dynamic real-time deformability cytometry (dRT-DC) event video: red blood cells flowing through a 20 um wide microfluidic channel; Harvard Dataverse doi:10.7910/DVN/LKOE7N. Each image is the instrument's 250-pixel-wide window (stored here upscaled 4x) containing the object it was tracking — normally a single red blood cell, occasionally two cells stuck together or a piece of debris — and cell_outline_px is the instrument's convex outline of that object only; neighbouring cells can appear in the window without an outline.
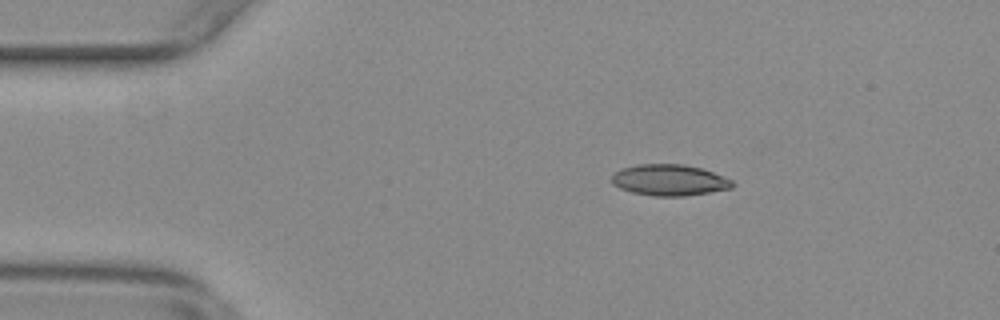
{"species": "common noctule bat (a hibernating species)", "species_latin": "Nyctalus noctula", "temperature_condition": "warm", "stored_images_in_passage": 55, "camera_frame_rate_fps": 3000, "um_per_image_px": 0.085, "animal": {"sex": "female", "body_mass_g": 29.2, "forearm_length_mm": 56.3}, "frame": {"image": 1, "passage_image": 9, "time_ms": 2.667, "image_size_px": [1000, 320], "cell_outline_px": [[732, 188], [684, 196], [652, 196], [632, 192], [620, 188], [612, 184], [612, 176], [616, 172], [624, 168], [636, 164], [684, 164], [700, 168], [712, 172], [732, 180]], "centroid_in_image_um": [56.87, 15.31], "position_along_channel_um": 28.1, "area_um2": 21.68}}
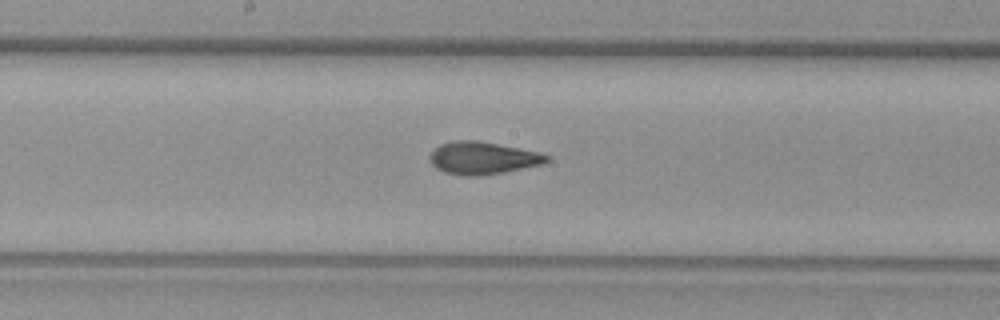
{"frame": {"image": 2, "passage_image": 28, "time_ms": 9.0, "image_size_px": [1000, 320], "cell_outline_px": [[548, 160], [544, 164], [504, 172], [480, 176], [464, 176], [444, 172], [436, 168], [428, 160], [428, 156], [432, 148], [440, 144], [452, 140], [476, 140], [540, 152], [548, 156]], "centroid_in_image_um": [40.97, 13.43], "position_along_channel_um": 207.2, "area_um2": 22.37}}
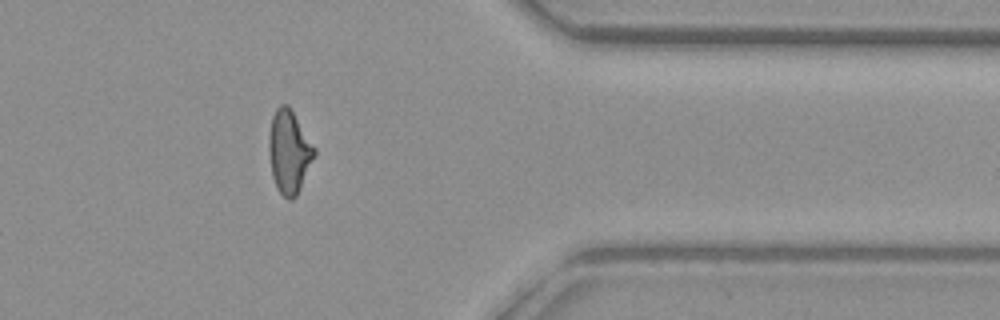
{"frame": {"image": 3, "passage_image": 44, "time_ms": 14.333, "image_size_px": [1000, 320], "cell_outline_px": [[316, 152], [300, 188], [296, 196], [292, 200], [288, 200], [276, 188], [272, 176], [268, 152], [268, 140], [272, 116], [276, 108], [280, 104], [288, 104], [316, 148]], "centroid_in_image_um": [24.56, 12.88], "position_along_channel_um": 386.8, "area_um2": 22.02}, "authors_computed_cell_mechanics": {"area_um2": 21.7328, "velocity_mm_per_s": 3.7332, "shape_relaxation_time_tau1_ms": null, "shape_relaxation_time_tau2_ms": 1.4454, "deformation_change_tau1": null, "deformation_change_tau2": 0.086}}